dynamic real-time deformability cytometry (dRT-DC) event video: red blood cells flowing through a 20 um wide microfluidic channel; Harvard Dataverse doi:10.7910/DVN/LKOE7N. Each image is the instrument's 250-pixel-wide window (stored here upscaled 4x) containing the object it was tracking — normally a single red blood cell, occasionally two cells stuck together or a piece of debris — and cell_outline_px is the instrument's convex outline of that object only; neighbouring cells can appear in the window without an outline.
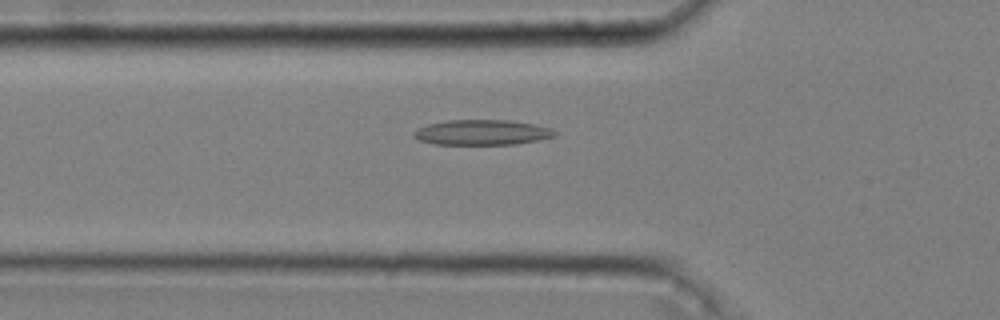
{"species": "common noctule bat (a hibernating species)", "species_latin": "Nyctalus noctula", "temperature_condition": "cold", "stored_images_in_passage": 48, "camera_frame_rate_fps": 3000, "um_per_image_px": 0.085, "animal": {"sex": "male", "body_mass_g": 20.4}, "frame": {"image": 1, "passage_image": 18, "time_ms": 5.667, "image_size_px": [1000, 320], "cell_outline_px": [[556, 136], [540, 140], [516, 144], [432, 144], [420, 140], [412, 136], [412, 132], [416, 128], [428, 124], [448, 120], [508, 120], [532, 124], [552, 128], [556, 132]], "centroid_in_image_um": [40.95, 11.25], "position_along_channel_um": 84.8, "area_um2": 20.81}}
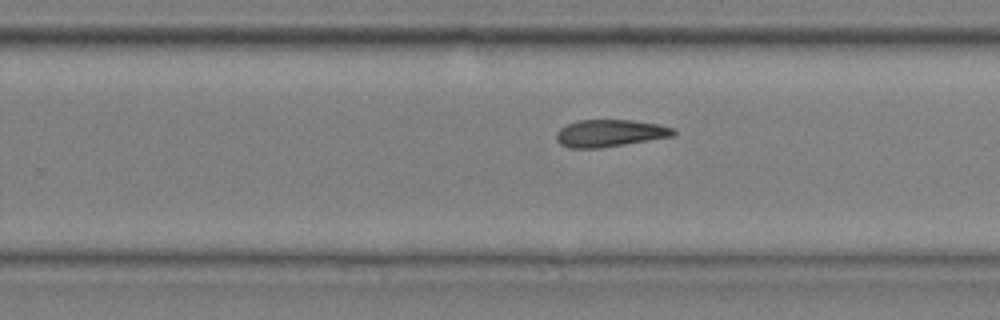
{"frame": {"image": 2, "passage_image": 34, "time_ms": 11.0, "image_size_px": [1000, 320], "cell_outline_px": [[676, 132], [672, 136], [600, 148], [568, 148], [560, 144], [556, 140], [556, 132], [560, 128], [568, 124], [580, 120], [632, 120], [660, 124], [672, 128]], "centroid_in_image_um": [51.8, 11.32], "position_along_channel_um": 278.0, "area_um2": 18.44}}
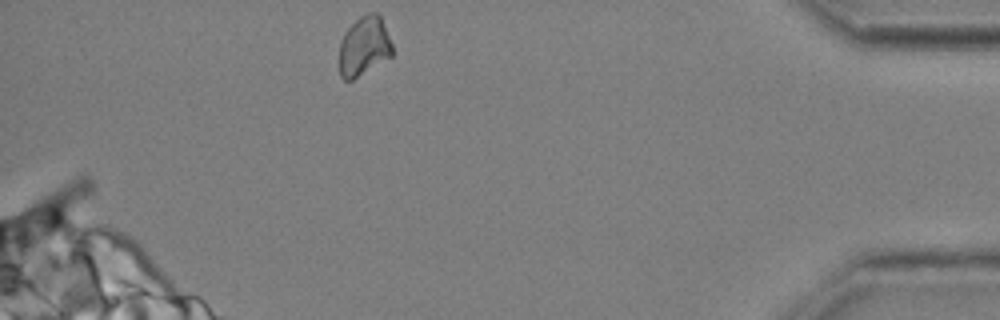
{"frame": {"image": 3, "passage_image": 48, "time_ms": 15.667, "image_size_px": [1000, 320], "cell_outline_px": [[392, 56], [352, 80], [344, 80], [340, 76], [340, 40], [344, 32], [360, 16], [368, 12], [376, 12], [380, 16], [392, 44]], "centroid_in_image_um": [30.93, 3.92], "position_along_channel_um": 404.3, "area_um2": 18.21}}